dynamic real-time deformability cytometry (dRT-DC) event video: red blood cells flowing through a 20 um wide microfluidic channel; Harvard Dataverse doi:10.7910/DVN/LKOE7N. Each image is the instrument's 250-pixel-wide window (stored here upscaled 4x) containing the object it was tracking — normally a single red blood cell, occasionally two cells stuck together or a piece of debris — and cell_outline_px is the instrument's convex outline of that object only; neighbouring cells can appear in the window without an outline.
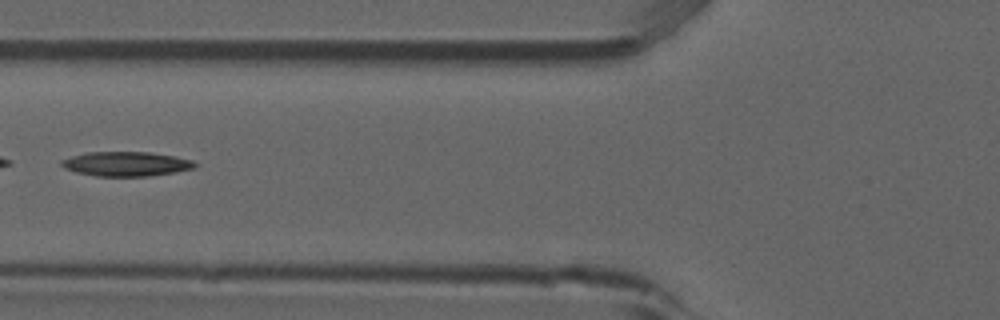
{"species": "common noctule bat (a hibernating species)", "species_latin": "Nyctalus noctula", "temperature_condition": "room temperature", "stored_images_in_passage": 5, "camera_frame_rate_fps": 3000, "um_per_image_px": 0.085, "animal": {"sex": "male", "forearm_length_mm": 52.5}, "frame": {"image": 1, "passage_image": 3, "time_ms": 0.667, "image_size_px": [1000, 320], "cell_outline_px": [[200, 164], [196, 168], [176, 172], [148, 176], [96, 176], [76, 172], [64, 168], [60, 164], [60, 160], [84, 152], [152, 152], [176, 156], [192, 160]], "centroid_in_image_um": [10.76, 13.93], "position_along_channel_um": 115.0, "area_um2": 19.31}}
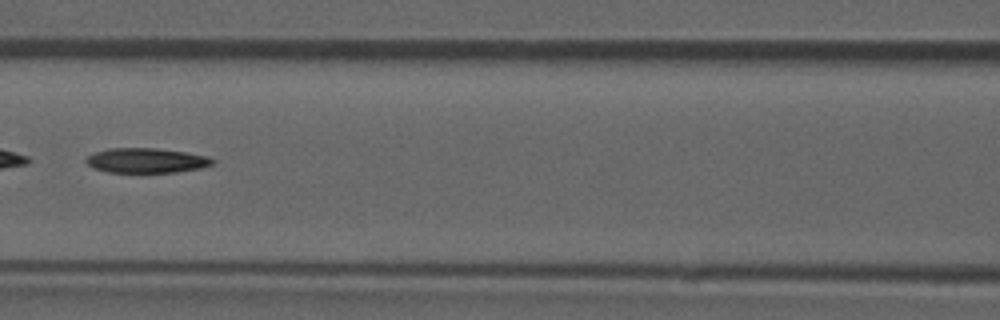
{"frame": {"image": 2, "passage_image": 4, "time_ms": 1.0, "image_size_px": [1000, 320], "cell_outline_px": [[216, 160], [212, 164], [200, 168], [176, 172], [108, 172], [96, 168], [88, 164], [84, 160], [88, 156], [96, 152], [108, 148], [156, 148], [184, 152], [208, 156]], "centroid_in_image_um": [12.45, 13.63], "position_along_channel_um": 154.1, "area_um2": 18.09}}